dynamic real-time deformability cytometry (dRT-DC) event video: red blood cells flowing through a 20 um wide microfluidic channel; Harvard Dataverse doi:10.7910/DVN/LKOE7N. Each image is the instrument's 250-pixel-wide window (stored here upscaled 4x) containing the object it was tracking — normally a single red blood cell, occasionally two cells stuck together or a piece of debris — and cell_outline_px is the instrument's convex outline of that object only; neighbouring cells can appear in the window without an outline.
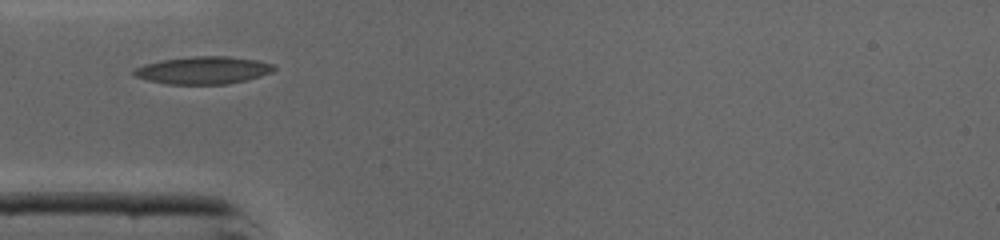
{"species": "common noctule bat (a hibernating species)", "species_latin": "Nyctalus noctula", "temperature_condition": "cold", "stored_images_in_passage": 24, "camera_frame_rate_fps": 3000, "um_per_image_px": 0.085, "animal": {"sex": "male", "body_mass_g": 19.0, "forearm_length_mm": 50.8}, "frame": {"image": 1, "passage_image": 1, "time_ms": 0.0, "image_size_px": [1000, 240], "cell_outline_px": [[276, 68], [272, 72], [260, 76], [228, 84], [168, 84], [148, 80], [136, 76], [132, 72], [132, 68], [144, 64], [160, 60], [192, 56], [228, 56], [256, 60], [272, 64]], "centroid_in_image_um": [17.24, 5.96], "position_along_channel_um": 67.8, "area_um2": 22.43}}
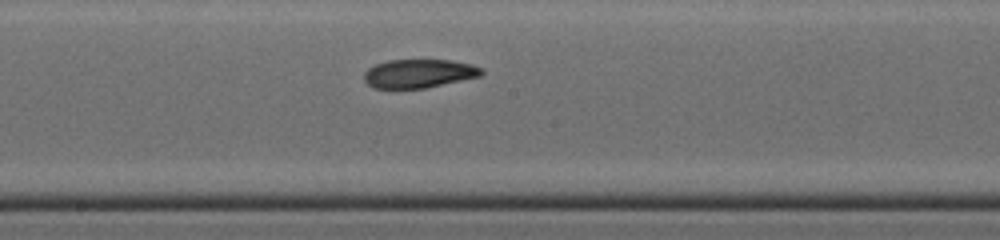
{"frame": {"image": 2, "passage_image": 11, "time_ms": 3.333, "image_size_px": [1000, 240], "cell_outline_px": [[484, 72], [480, 76], [424, 88], [372, 88], [364, 80], [364, 72], [368, 68], [376, 64], [388, 60], [452, 60], [472, 64], [484, 68]], "centroid_in_image_um": [35.61, 6.24], "position_along_channel_um": 212.6, "area_um2": 19.59}}
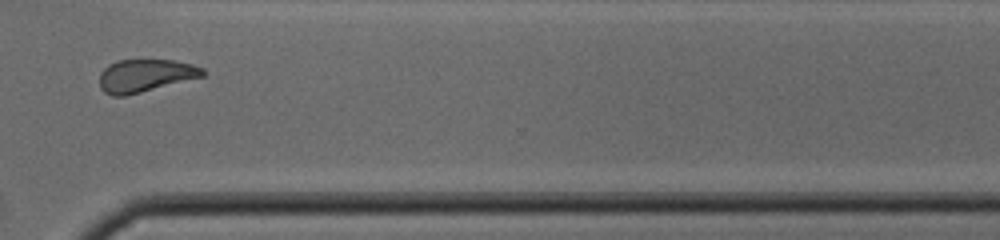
{"frame": {"image": 3, "passage_image": 21, "time_ms": 6.667, "image_size_px": [1000, 240], "cell_outline_px": [[204, 76], [124, 96], [112, 96], [104, 92], [100, 88], [100, 72], [108, 64], [116, 60], [172, 60], [192, 64], [204, 68]], "centroid_in_image_um": [12.32, 6.42], "position_along_channel_um": 358.3, "area_um2": 19.59}}